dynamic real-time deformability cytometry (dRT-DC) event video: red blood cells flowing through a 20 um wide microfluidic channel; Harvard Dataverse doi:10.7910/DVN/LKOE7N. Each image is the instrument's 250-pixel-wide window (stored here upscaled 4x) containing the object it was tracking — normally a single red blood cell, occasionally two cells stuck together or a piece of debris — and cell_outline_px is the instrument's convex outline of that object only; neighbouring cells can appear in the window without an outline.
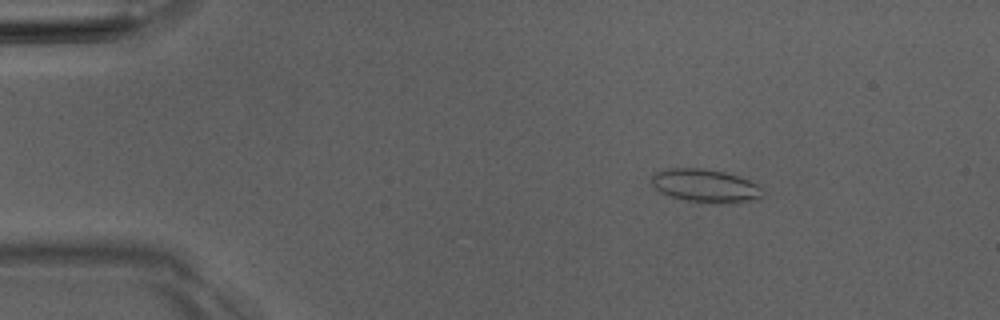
{"species": "Egyptian fruit bat (a non-hibernating species)", "species_latin": "Rousettus aegyptiacus", "temperature_condition": "room temperature", "stored_images_in_passage": 4, "camera_frame_rate_fps": 3000, "um_per_image_px": 0.085, "animal": {"sex": "male"}, "frame": {"image": 1, "passage_image": 1, "time_ms": 0.0, "image_size_px": [1000, 320], "cell_outline_px": [[760, 196], [756, 200], [720, 204], [712, 204], [688, 200], [668, 196], [660, 192], [652, 184], [652, 176], [656, 172], [668, 168], [704, 168], [724, 172], [748, 180], [756, 184]], "centroid_in_image_um": [59.89, 15.79], "position_along_channel_um": 25.1, "area_um2": 21.21}}